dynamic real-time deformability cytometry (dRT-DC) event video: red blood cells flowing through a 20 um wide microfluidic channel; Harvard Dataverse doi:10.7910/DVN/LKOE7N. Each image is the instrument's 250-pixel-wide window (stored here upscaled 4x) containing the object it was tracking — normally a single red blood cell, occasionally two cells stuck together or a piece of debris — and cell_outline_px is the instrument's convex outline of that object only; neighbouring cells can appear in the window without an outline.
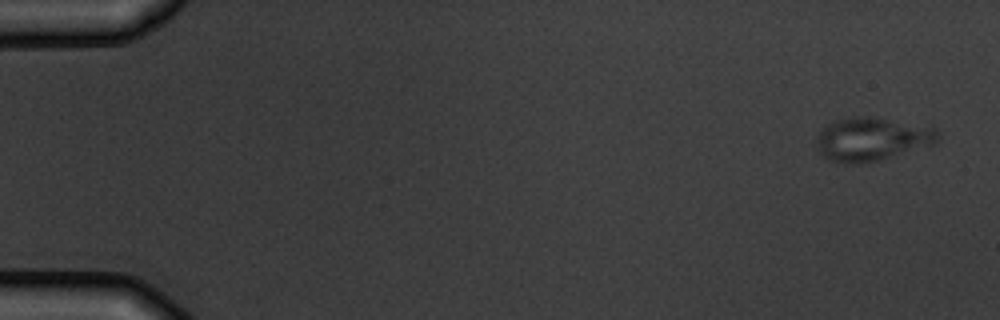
{"species": "common noctule bat (a hibernating species)", "species_latin": "Nyctalus noctula", "temperature_condition": "warm", "stored_images_in_passage": 4, "camera_frame_rate_fps": 3000, "um_per_image_px": 0.085, "animal": {"sex": "male", "body_mass_g": 19.5, "forearm_length_mm": 54.6}, "frame": {"image": 1, "passage_image": 1, "time_ms": 0.0, "image_size_px": [1000, 320], "cell_outline_px": [[940, 140], [936, 144], [876, 160], [860, 164], [848, 164], [832, 160], [824, 156], [816, 148], [816, 136], [828, 124], [836, 120], [856, 116], [868, 116], [936, 128], [940, 132]], "centroid_in_image_um": [74.12, 11.82], "position_along_channel_um": 10.9, "area_um2": 30.46}}